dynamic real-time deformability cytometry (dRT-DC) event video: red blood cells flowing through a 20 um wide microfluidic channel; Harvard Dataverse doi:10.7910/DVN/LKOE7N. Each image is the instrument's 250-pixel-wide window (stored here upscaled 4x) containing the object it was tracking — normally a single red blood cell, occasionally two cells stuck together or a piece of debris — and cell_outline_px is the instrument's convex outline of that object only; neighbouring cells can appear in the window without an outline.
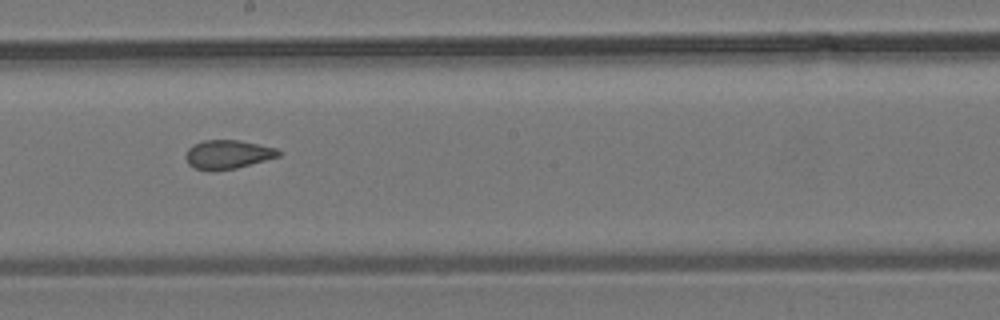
{"species": "common noctule bat (a hibernating species)", "species_latin": "Nyctalus noctula", "temperature_condition": "room temperature", "stored_images_in_passage": 10, "camera_frame_rate_fps": 3000, "um_per_image_px": 0.085, "animal": {"sex": "male", "body_mass_g": 19.2, "forearm_length_mm": 51.8}, "frame": {"image": 1, "passage_image": 9, "time_ms": 9.333, "image_size_px": [1000, 320], "cell_outline_px": [[280, 156], [236, 168], [196, 168], [188, 164], [184, 156], [188, 148], [192, 144], [204, 140], [240, 140], [276, 148], [280, 152]], "centroid_in_image_um": [19.35, 13.08], "position_along_channel_um": 228.8, "area_um2": 15.14}}
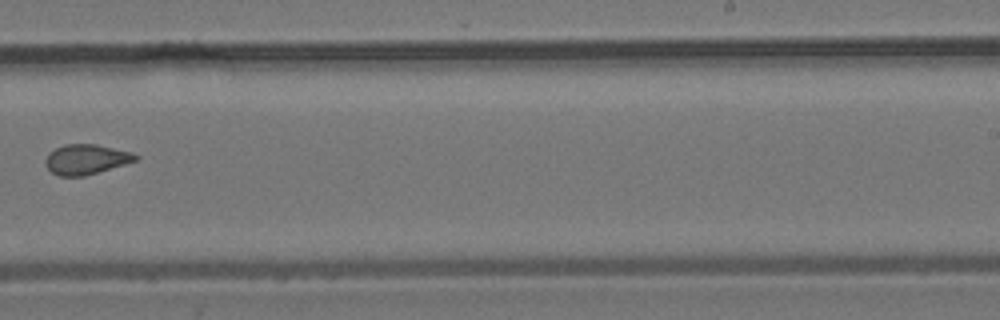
{"frame": {"image": 2, "passage_image": 10, "time_ms": 10.667, "image_size_px": [1000, 320], "cell_outline_px": [[140, 156], [136, 160], [124, 164], [84, 176], [60, 176], [52, 172], [44, 164], [44, 160], [48, 152], [64, 144], [96, 144], [132, 152]], "centroid_in_image_um": [7.29, 13.53], "position_along_channel_um": 281.7, "area_um2": 15.72}}